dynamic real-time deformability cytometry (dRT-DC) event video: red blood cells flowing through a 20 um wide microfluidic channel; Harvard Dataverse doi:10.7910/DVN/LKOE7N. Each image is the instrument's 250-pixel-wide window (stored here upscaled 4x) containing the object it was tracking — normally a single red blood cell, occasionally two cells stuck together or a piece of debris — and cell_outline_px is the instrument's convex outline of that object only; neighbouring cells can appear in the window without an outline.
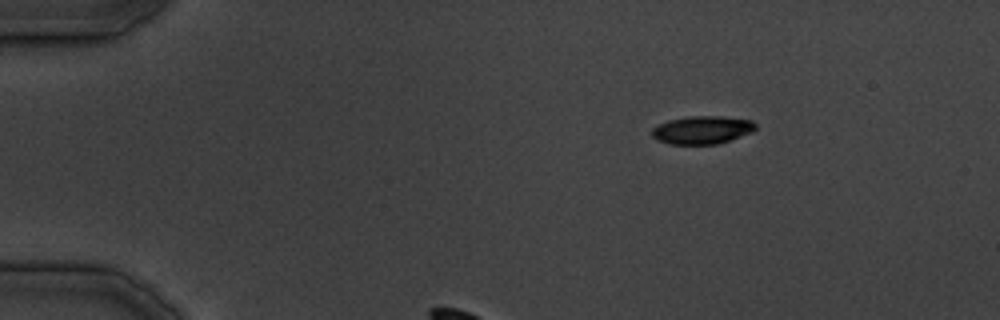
{"species": "common noctule bat (a hibernating species)", "species_latin": "Nyctalus noctula", "temperature_condition": "cold", "stored_images_in_passage": 27, "camera_frame_rate_fps": 3000, "um_per_image_px": 0.085, "animal": {"sex": "male", "body_mass_g": 19.5, "forearm_length_mm": 54.6}, "frame": {"image": 1, "passage_image": 1, "time_ms": 0.0, "image_size_px": [1000, 320], "cell_outline_px": [[756, 128], [752, 132], [716, 144], [668, 144], [656, 140], [652, 136], [652, 128], [668, 120], [688, 116], [720, 116], [752, 120], [756, 124]], "centroid_in_image_um": [59.66, 11.04], "position_along_channel_um": 25.3, "area_um2": 16.88}}